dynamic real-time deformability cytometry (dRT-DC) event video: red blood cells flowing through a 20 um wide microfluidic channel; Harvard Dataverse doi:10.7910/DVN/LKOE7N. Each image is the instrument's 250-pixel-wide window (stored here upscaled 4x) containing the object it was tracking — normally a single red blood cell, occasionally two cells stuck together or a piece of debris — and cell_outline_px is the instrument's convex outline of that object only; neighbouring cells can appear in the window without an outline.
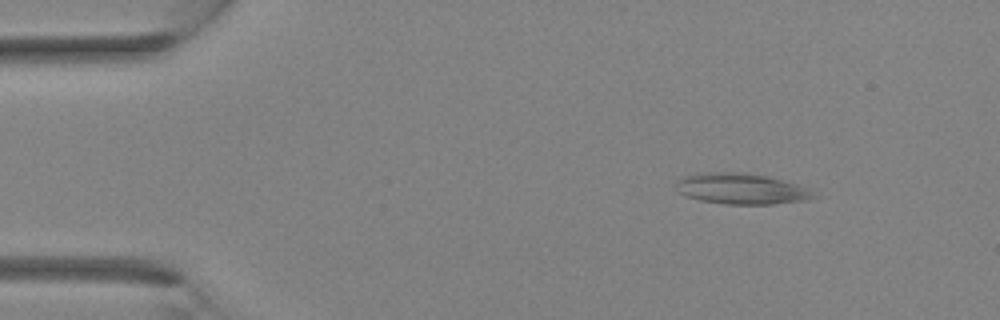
{"species": "Egyptian fruit bat (a non-hibernating species)", "species_latin": "Rousettus aegyptiacus", "temperature_condition": "room temperature", "stored_images_in_passage": 33, "camera_frame_rate_fps": 3000, "um_per_image_px": 0.085, "animal": {"sex": "female"}, "frame": {"image": 1, "passage_image": 3, "time_ms": 0.667, "image_size_px": [1000, 320], "cell_outline_px": [[820, 196], [808, 200], [772, 204], [724, 204], [700, 200], [676, 192], [676, 180], [684, 176], [704, 172], [736, 172], [768, 176], [796, 184], [808, 188]], "centroid_in_image_um": [63.02, 16.05], "position_along_channel_um": 22.0, "area_um2": 24.85}}
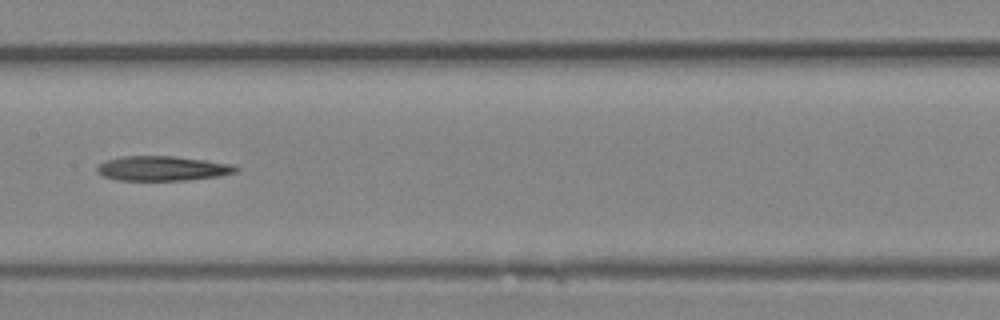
{"frame": {"image": 2, "passage_image": 16, "time_ms": 5.0, "image_size_px": [1000, 320], "cell_outline_px": [[240, 168], [236, 172], [220, 176], [188, 180], [116, 180], [104, 176], [96, 172], [96, 168], [104, 160], [120, 156], [176, 156], [236, 164]], "centroid_in_image_um": [13.84, 14.31], "position_along_channel_um": 193.6, "area_um2": 20.29}}
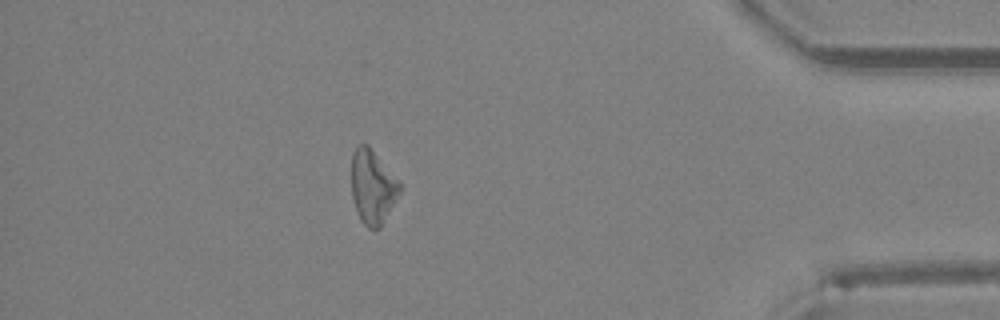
{"frame": {"image": 3, "passage_image": 29, "time_ms": 9.333, "image_size_px": [1000, 320], "cell_outline_px": [[400, 192], [380, 228], [368, 228], [364, 224], [356, 208], [352, 196], [352, 152], [356, 144], [368, 144], [400, 180]], "centroid_in_image_um": [31.68, 15.82], "position_along_channel_um": 403.5, "area_um2": 20.75}}